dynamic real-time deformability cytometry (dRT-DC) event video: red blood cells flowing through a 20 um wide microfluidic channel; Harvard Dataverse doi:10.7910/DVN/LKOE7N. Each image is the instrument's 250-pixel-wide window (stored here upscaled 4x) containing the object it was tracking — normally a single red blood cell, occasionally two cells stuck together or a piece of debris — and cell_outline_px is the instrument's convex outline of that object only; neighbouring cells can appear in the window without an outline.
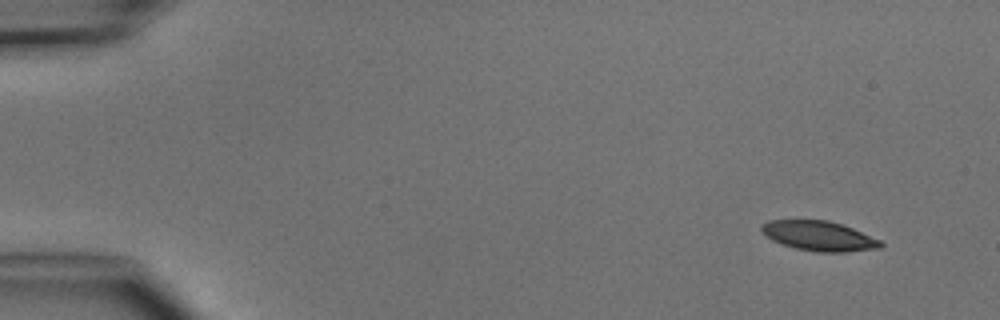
{"species": "common noctule bat (a hibernating species)", "species_latin": "Nyctalus noctula", "temperature_condition": "cold", "stored_images_in_passage": 5, "camera_frame_rate_fps": 3000, "um_per_image_px": 0.085, "animal": {"sex": "male", "body_mass_g": 15.6}, "frame": {"image": 1, "passage_image": 1, "time_ms": 0.0, "image_size_px": [1000, 320], "cell_outline_px": [[884, 244], [880, 248], [848, 252], [816, 252], [796, 248], [772, 240], [760, 228], [768, 220], [828, 220], [852, 228], [880, 240]], "centroid_in_image_um": [69.65, 20.06], "position_along_channel_um": 15.4, "area_um2": 20.4}}